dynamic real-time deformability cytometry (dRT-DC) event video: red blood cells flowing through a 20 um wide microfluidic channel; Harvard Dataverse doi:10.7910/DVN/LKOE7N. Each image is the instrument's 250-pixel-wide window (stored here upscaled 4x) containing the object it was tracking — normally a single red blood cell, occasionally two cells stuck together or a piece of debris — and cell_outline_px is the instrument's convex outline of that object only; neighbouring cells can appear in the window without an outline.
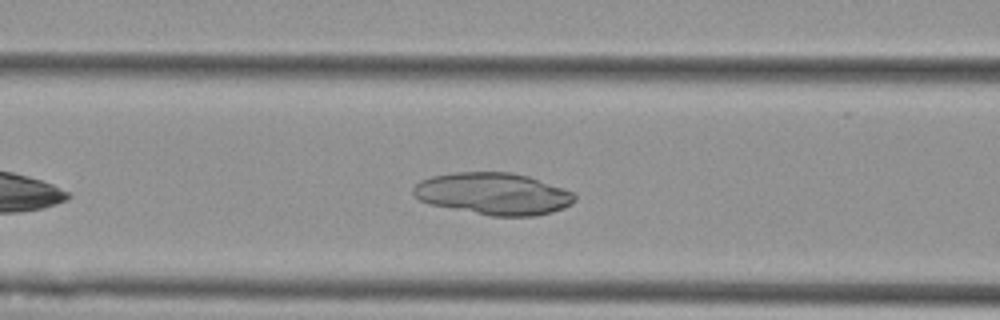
{"species": "Egyptian fruit bat (a non-hibernating species)", "species_latin": "Rousettus aegyptiacus", "temperature_condition": "cold", "stored_images_in_passage": 40, "camera_frame_rate_fps": 3000, "um_per_image_px": 0.085, "animal": {"sex": "female"}, "frame": {"image": 1, "passage_image": 11, "time_ms": 3.333, "image_size_px": [1000, 320], "cell_outline_px": [[576, 200], [572, 204], [564, 208], [552, 212], [536, 216], [492, 216], [432, 204], [420, 200], [412, 192], [412, 188], [420, 180], [432, 176], [452, 172], [508, 172], [528, 176], [572, 192], [576, 196]], "centroid_in_image_um": [41.94, 16.46], "position_along_channel_um": 124.7, "area_um2": 39.19}}
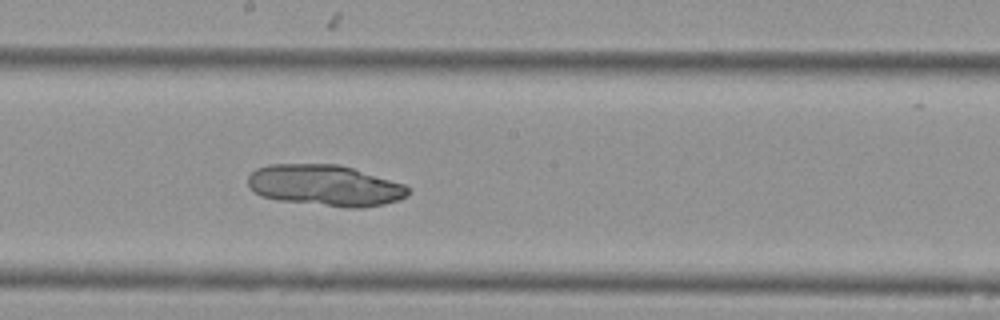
{"frame": {"image": 2, "passage_image": 19, "time_ms": 6.0, "image_size_px": [1000, 320], "cell_outline_px": [[408, 196], [400, 200], [384, 204], [364, 208], [344, 208], [276, 200], [260, 196], [248, 184], [248, 176], [256, 168], [268, 164], [340, 164], [404, 184], [408, 188]], "centroid_in_image_um": [27.63, 15.77], "position_along_channel_um": 220.6, "area_um2": 38.73}}
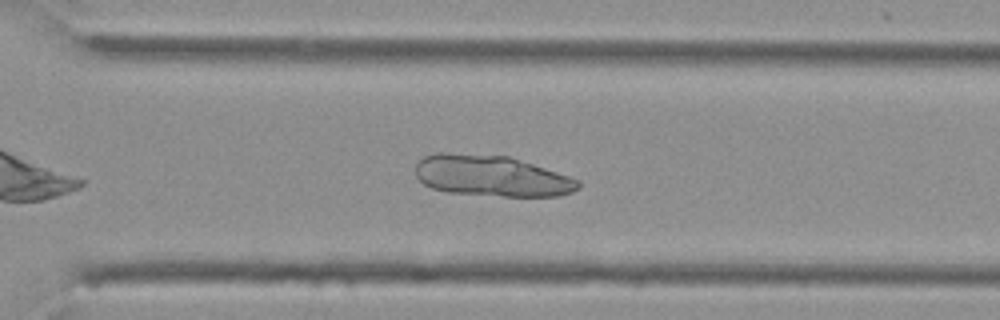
{"frame": {"image": 3, "passage_image": 28, "time_ms": 9.0, "image_size_px": [1000, 320], "cell_outline_px": [[580, 188], [572, 192], [560, 196], [504, 196], [448, 192], [432, 188], [424, 184], [416, 176], [416, 164], [424, 156], [436, 152], [448, 152], [508, 156], [580, 180]], "centroid_in_image_um": [41.76, 14.95], "position_along_channel_um": 328.8, "area_um2": 38.78}}